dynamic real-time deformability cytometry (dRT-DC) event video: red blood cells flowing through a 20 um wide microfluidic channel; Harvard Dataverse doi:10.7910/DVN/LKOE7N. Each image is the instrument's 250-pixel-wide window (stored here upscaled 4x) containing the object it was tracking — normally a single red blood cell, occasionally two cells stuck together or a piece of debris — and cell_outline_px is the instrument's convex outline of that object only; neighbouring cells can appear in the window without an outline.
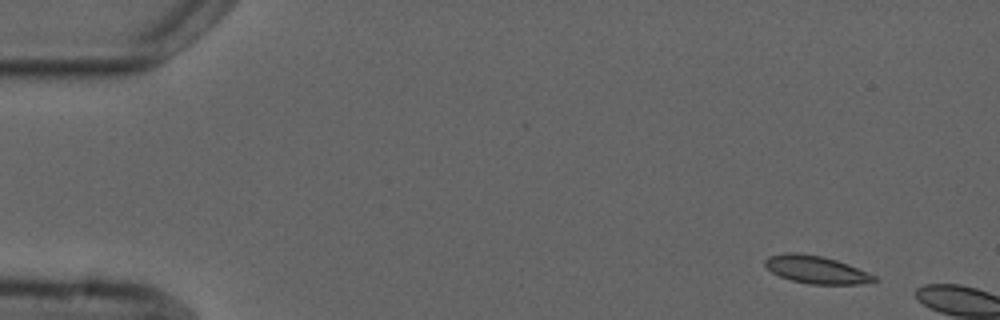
{"species": "common noctule bat (a hibernating species)", "species_latin": "Nyctalus noctula", "temperature_condition": "cold", "stored_images_in_passage": 2, "camera_frame_rate_fps": 3000, "um_per_image_px": 0.085, "animal": {"sex": "male", "forearm_length_mm": 52.5}, "frame": {"image": 1, "passage_image": 1, "time_ms": 0.0, "image_size_px": [1000, 320], "cell_outline_px": [[880, 280], [856, 284], [812, 284], [792, 280], [780, 276], [772, 272], [764, 264], [764, 260], [768, 256], [784, 252], [800, 252], [824, 256], [848, 264], [876, 276]], "centroid_in_image_um": [69.35, 22.89], "position_along_channel_um": 15.6, "area_um2": 17.63}}